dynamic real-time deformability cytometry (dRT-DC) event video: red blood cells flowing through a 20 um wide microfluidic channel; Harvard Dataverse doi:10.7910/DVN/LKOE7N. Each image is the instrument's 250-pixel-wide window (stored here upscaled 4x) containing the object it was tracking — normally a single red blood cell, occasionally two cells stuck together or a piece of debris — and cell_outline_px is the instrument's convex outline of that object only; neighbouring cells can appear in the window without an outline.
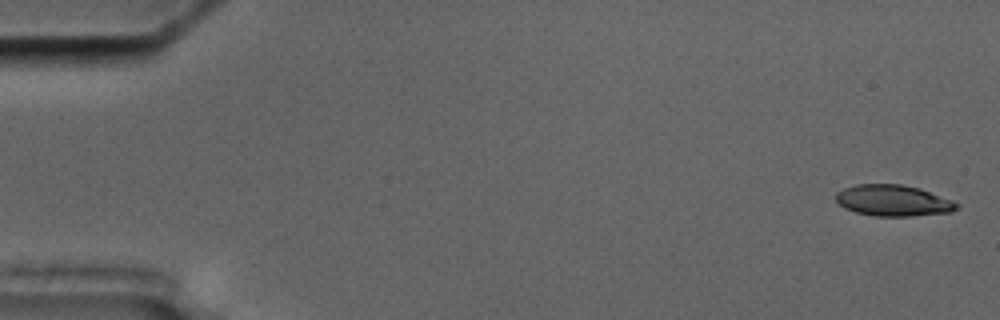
{"species": "common noctule bat (a hibernating species)", "species_latin": "Nyctalus noctula", "temperature_condition": "cold", "stored_images_in_passage": 4, "camera_frame_rate_fps": 3000, "um_per_image_px": 0.085, "animal": {"sex": "male", "body_mass_g": 17.5, "forearm_length_mm": 52.3}, "frame": {"image": 1, "passage_image": 1, "time_ms": 0.0, "image_size_px": [1000, 320], "cell_outline_px": [[960, 208], [952, 212], [912, 216], [872, 216], [856, 212], [844, 208], [836, 200], [836, 192], [844, 188], [856, 184], [900, 184], [916, 188], [952, 200], [960, 204]], "centroid_in_image_um": [75.92, 17.06], "position_along_channel_um": 9.1, "area_um2": 21.91}}
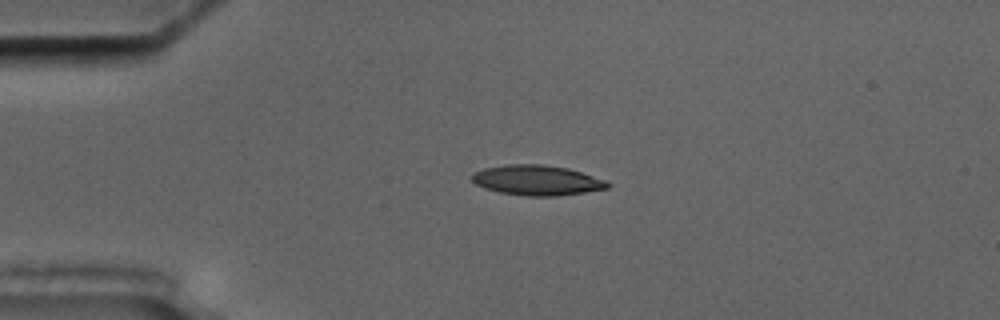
{"frame": {"image": 2, "passage_image": 4, "time_ms": 4.0, "image_size_px": [1000, 320], "cell_outline_px": [[612, 184], [608, 188], [584, 192], [556, 196], [524, 196], [500, 192], [484, 188], [476, 184], [472, 180], [472, 176], [476, 172], [484, 168], [504, 164], [544, 164], [568, 168], [608, 180]], "centroid_in_image_um": [45.68, 15.31], "position_along_channel_um": 39.3, "area_um2": 23.93}}